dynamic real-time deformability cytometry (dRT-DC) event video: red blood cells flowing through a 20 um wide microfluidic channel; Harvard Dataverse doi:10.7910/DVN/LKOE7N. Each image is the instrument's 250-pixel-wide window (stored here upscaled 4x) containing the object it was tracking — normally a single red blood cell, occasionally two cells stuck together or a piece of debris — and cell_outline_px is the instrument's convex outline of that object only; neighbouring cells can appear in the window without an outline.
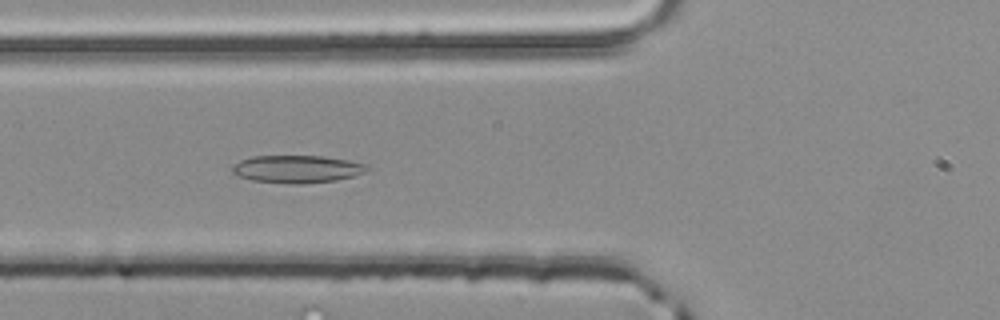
{"species": "common noctule bat (a hibernating species)", "species_latin": "Nyctalus noctula", "temperature_condition": "room temperature", "stored_images_in_passage": 36, "camera_frame_rate_fps": 3000, "um_per_image_px": 0.085, "animal": {"sex": "male", "body_mass_g": 20.4}, "frame": {"image": 1, "passage_image": 4, "time_ms": 1.0, "image_size_px": [1000, 320], "cell_outline_px": [[368, 168], [364, 172], [352, 176], [336, 180], [304, 184], [292, 184], [252, 180], [240, 176], [232, 172], [232, 164], [240, 160], [252, 156], [324, 156], [348, 160], [368, 164]], "centroid_in_image_um": [25.23, 14.36], "position_along_channel_um": 100.6, "area_um2": 21.68}}
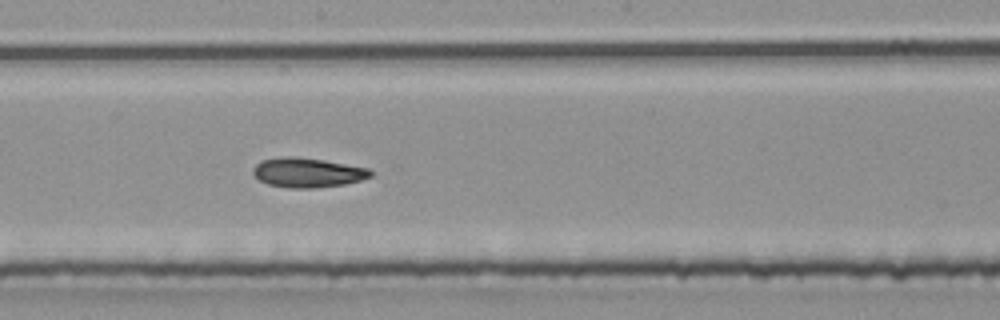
{"frame": {"image": 2, "passage_image": 13, "time_ms": 4.0, "image_size_px": [1000, 320], "cell_outline_px": [[372, 176], [360, 180], [344, 184], [312, 188], [288, 188], [268, 184], [260, 180], [252, 172], [252, 168], [260, 160], [284, 156], [296, 156], [324, 160], [368, 168], [372, 172]], "centroid_in_image_um": [26.11, 14.66], "position_along_channel_um": 222.1, "area_um2": 20.23}}
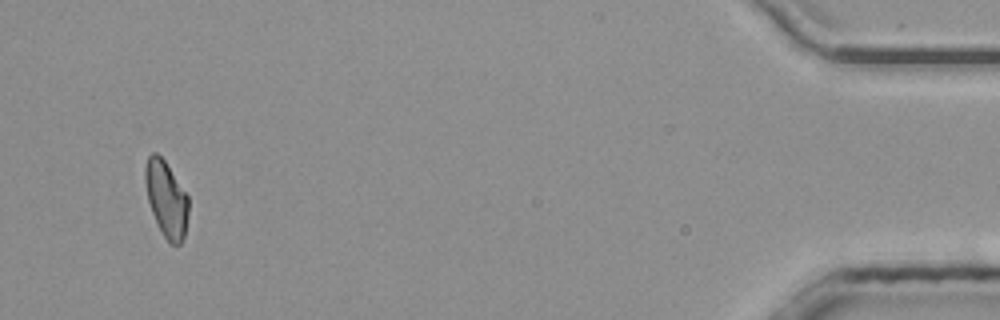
{"frame": {"image": 3, "passage_image": 34, "time_ms": 11.0, "image_size_px": [1000, 320], "cell_outline_px": [[188, 216], [184, 236], [180, 244], [168, 244], [156, 224], [148, 200], [144, 180], [144, 168], [148, 156], [152, 152], [156, 152], [164, 160], [188, 196]], "centroid_in_image_um": [14.12, 16.93], "position_along_channel_um": 421.1, "area_um2": 19.25}, "authors_computed_cell_mechanics": {"area_um2": 19.7387, "velocity_mm_per_s": 4.0418, "shape_relaxation_time_tau1_ms": 5.3938, "shape_relaxation_time_tau2_ms": 4.855, "deformation_change_tau1": 0.1167, "deformation_change_tau2": 0.0864}}